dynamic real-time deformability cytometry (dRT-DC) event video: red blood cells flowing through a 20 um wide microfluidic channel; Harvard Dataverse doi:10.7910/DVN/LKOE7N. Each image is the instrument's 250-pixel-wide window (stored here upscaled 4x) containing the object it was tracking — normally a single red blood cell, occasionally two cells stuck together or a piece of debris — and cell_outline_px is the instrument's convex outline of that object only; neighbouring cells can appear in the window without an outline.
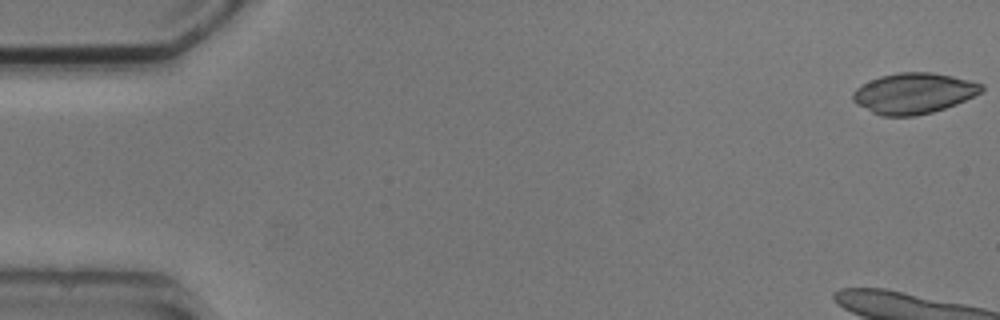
{"species": "common noctule bat (a hibernating species)", "species_latin": "Nyctalus noctula", "temperature_condition": "cold", "stored_images_in_passage": 2, "camera_frame_rate_fps": 3000, "um_per_image_px": 0.085, "animal": {"sex": "male", "body_mass_g": 20.5, "forearm_length_mm": 52.5}, "frame": {"image": 1, "passage_image": 2, "time_ms": 1.333, "image_size_px": [1000, 320], "cell_outline_px": [[984, 88], [980, 92], [956, 104], [932, 112], [916, 116], [880, 116], [856, 104], [852, 100], [852, 92], [856, 88], [880, 76], [900, 72], [932, 72], [972, 80], [984, 84]], "centroid_in_image_um": [77.66, 7.93], "position_along_channel_um": 7.3, "area_um2": 30.46}}